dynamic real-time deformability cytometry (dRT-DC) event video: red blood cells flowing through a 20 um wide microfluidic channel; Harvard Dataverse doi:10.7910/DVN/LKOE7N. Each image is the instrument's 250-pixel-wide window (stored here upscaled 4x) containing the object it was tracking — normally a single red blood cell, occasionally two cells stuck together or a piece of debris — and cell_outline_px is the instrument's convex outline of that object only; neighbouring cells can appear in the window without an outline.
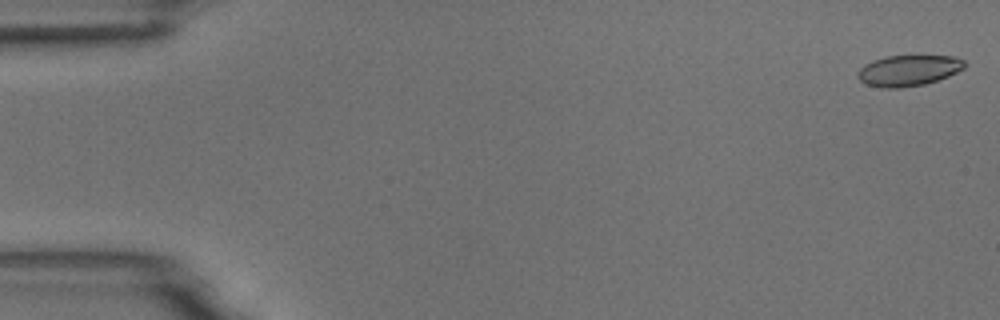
{"species": "common noctule bat (a hibernating species)", "species_latin": "Nyctalus noctula", "temperature_condition": "room temperature", "stored_images_in_passage": 4, "camera_frame_rate_fps": 3000, "um_per_image_px": 0.085, "animal": {"sex": "male", "body_mass_g": 18.8}, "frame": {"image": 1, "passage_image": 1, "time_ms": 0.0, "image_size_px": [1000, 320], "cell_outline_px": [[968, 64], [964, 68], [948, 76], [924, 84], [900, 88], [880, 88], [868, 84], [860, 80], [856, 76], [860, 68], [864, 64], [872, 60], [884, 56], [912, 52], [952, 56], [964, 60]], "centroid_in_image_um": [77.24, 5.92], "position_along_channel_um": 7.8, "area_um2": 20.23}}
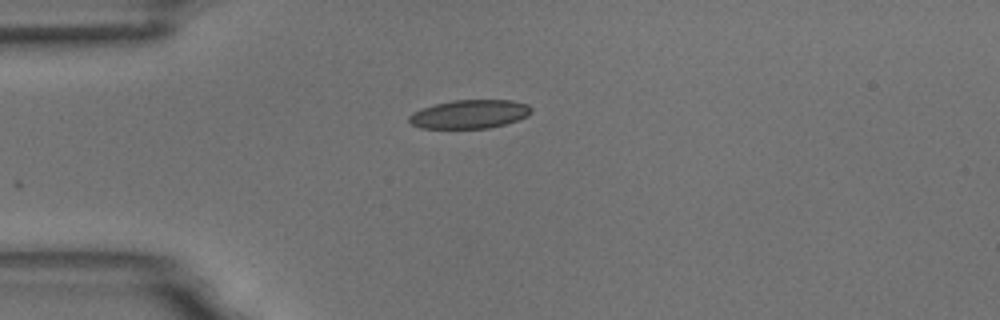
{"frame": {"image": 2, "passage_image": 4, "time_ms": 4.333, "image_size_px": [1000, 320], "cell_outline_px": [[532, 112], [528, 116], [504, 124], [488, 128], [420, 128], [412, 124], [408, 120], [408, 116], [412, 112], [436, 104], [452, 100], [512, 100], [528, 104], [532, 108]], "centroid_in_image_um": [39.93, 9.7], "position_along_channel_um": 45.1, "area_um2": 20.35}}